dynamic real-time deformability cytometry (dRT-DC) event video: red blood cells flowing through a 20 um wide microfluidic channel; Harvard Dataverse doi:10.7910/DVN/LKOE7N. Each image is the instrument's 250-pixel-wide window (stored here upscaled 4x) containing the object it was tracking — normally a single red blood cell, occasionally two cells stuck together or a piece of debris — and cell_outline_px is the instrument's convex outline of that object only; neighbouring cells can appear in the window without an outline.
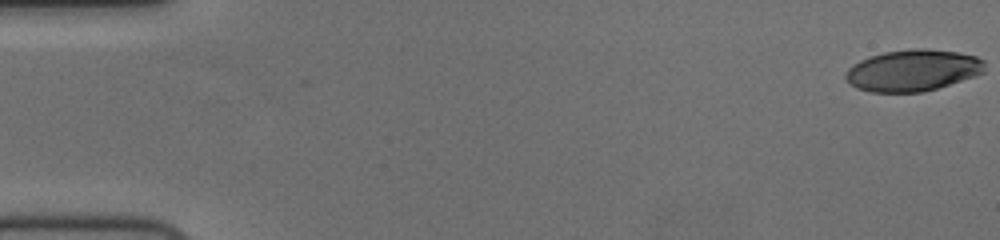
{"species": "human", "species_latin": "Homo sapiens", "temperature_condition": "cold", "stored_images_in_passage": 57, "camera_frame_rate_fps": 3000, "um_per_image_px": 0.085, "donor": {"sex": "female"}, "frame": {"image": 1, "passage_image": 1, "time_ms": 0.0, "image_size_px": [1000, 240], "cell_outline_px": [[984, 72], [976, 76], [924, 92], [872, 92], [856, 88], [844, 80], [844, 76], [848, 68], [852, 64], [868, 56], [884, 52], [916, 48], [924, 48], [956, 52], [976, 56], [984, 60]], "centroid_in_image_um": [77.56, 5.98], "position_along_channel_um": 7.4, "area_um2": 33.87}}
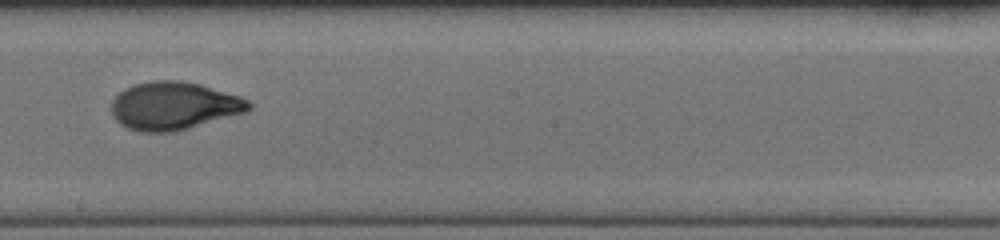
{"frame": {"image": 2, "passage_image": 33, "time_ms": 10.667, "image_size_px": [1000, 240], "cell_outline_px": [[252, 108], [248, 112], [176, 132], [140, 132], [128, 128], [120, 124], [112, 116], [112, 100], [124, 88], [132, 84], [152, 80], [180, 80], [200, 84], [240, 96], [248, 100], [252, 104]], "centroid_in_image_um": [14.79, 9.0], "position_along_channel_um": 233.4, "area_um2": 38.84}}
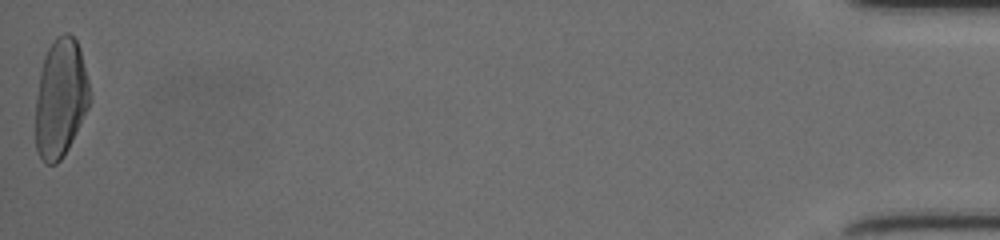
{"frame": {"image": 3, "passage_image": 57, "time_ms": 18.667, "image_size_px": [1000, 240], "cell_outline_px": [[88, 108], [68, 148], [60, 160], [56, 164], [44, 164], [36, 148], [36, 96], [40, 72], [44, 56], [48, 48], [56, 36], [64, 32], [68, 32], [76, 40], [80, 48], [88, 80]], "centroid_in_image_um": [5.13, 8.33], "position_along_channel_um": 430.1, "area_um2": 37.17}, "authors_computed_cell_mechanics": {"area_um2": 36.5296, "velocity_mm_per_s": 3.7069, "shape_relaxation_time_tau1_ms": 4.1673, "shape_relaxation_time_tau2_ms": 1.063, "deformation_change_tau1": 0.217, "deformation_change_tau2": 0.0524}}